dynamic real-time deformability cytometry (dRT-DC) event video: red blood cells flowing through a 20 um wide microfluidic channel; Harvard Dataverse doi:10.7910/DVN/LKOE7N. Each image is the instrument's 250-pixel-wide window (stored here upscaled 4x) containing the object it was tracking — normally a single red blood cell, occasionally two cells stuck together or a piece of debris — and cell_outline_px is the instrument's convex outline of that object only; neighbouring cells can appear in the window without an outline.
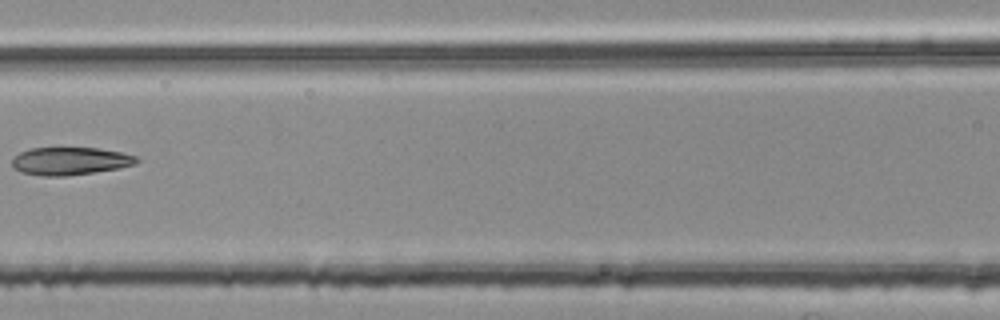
{"species": "common noctule bat (a hibernating species)", "species_latin": "Nyctalus noctula", "temperature_condition": "room temperature", "stored_images_in_passage": 4, "camera_frame_rate_fps": 3000, "um_per_image_px": 0.085, "animal": {"sex": "female", "body_mass_g": 25.1}, "frame": {"image": 1, "passage_image": 4, "time_ms": 1.0, "image_size_px": [1000, 320], "cell_outline_px": [[140, 160], [136, 164], [120, 168], [64, 176], [40, 176], [20, 172], [12, 168], [12, 156], [28, 148], [100, 148], [120, 152], [136, 156]], "centroid_in_image_um": [5.92, 13.69], "position_along_channel_um": 160.7, "area_um2": 20.35}}